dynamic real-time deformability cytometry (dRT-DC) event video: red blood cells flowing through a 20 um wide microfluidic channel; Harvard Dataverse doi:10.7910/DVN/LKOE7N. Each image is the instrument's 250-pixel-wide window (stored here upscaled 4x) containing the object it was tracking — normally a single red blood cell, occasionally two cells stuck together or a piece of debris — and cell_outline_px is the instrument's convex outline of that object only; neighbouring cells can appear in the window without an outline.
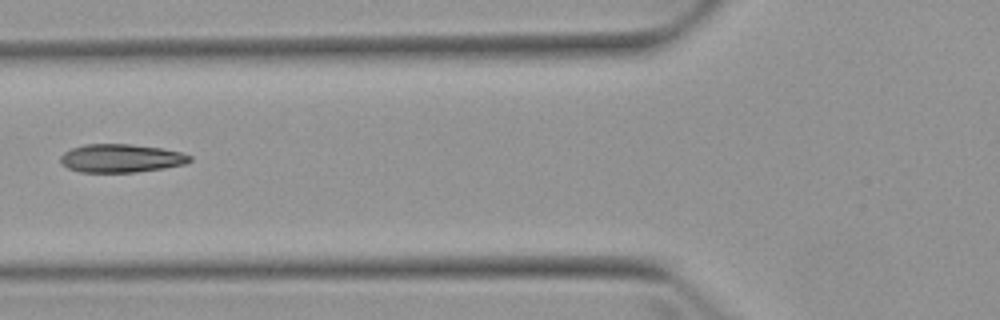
{"species": "Egyptian fruit bat (a non-hibernating species)", "species_latin": "Rousettus aegyptiacus", "temperature_condition": "warm", "stored_images_in_passage": 6, "camera_frame_rate_fps": 3000, "um_per_image_px": 0.085, "animal": {"sex": "female"}, "frame": {"image": 1, "passage_image": 6, "time_ms": 7.0, "image_size_px": [1000, 320], "cell_outline_px": [[192, 160], [184, 164], [164, 168], [136, 172], [80, 172], [68, 168], [60, 160], [60, 156], [64, 152], [72, 148], [84, 144], [128, 144], [160, 148], [180, 152], [192, 156]], "centroid_in_image_um": [10.28, 13.45], "position_along_channel_um": 115.5, "area_um2": 21.21}}